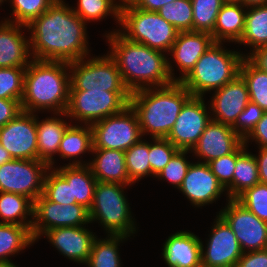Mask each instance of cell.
<instances>
[{"label":"cell","instance_id":"1","mask_svg":"<svg viewBox=\"0 0 267 267\" xmlns=\"http://www.w3.org/2000/svg\"><path fill=\"white\" fill-rule=\"evenodd\" d=\"M86 25L71 6L56 0L26 26L32 59L70 63L88 57Z\"/></svg>","mask_w":267,"mask_h":267},{"label":"cell","instance_id":"2","mask_svg":"<svg viewBox=\"0 0 267 267\" xmlns=\"http://www.w3.org/2000/svg\"><path fill=\"white\" fill-rule=\"evenodd\" d=\"M109 55L121 73L130 93L176 82L174 69L166 53L124 38L117 30L105 34Z\"/></svg>","mask_w":267,"mask_h":267},{"label":"cell","instance_id":"3","mask_svg":"<svg viewBox=\"0 0 267 267\" xmlns=\"http://www.w3.org/2000/svg\"><path fill=\"white\" fill-rule=\"evenodd\" d=\"M68 69L67 62L31 59L24 75L22 111L65 113L71 86Z\"/></svg>","mask_w":267,"mask_h":267},{"label":"cell","instance_id":"4","mask_svg":"<svg viewBox=\"0 0 267 267\" xmlns=\"http://www.w3.org/2000/svg\"><path fill=\"white\" fill-rule=\"evenodd\" d=\"M191 97L180 82L132 92L129 105L137 114L142 136L166 138Z\"/></svg>","mask_w":267,"mask_h":267},{"label":"cell","instance_id":"5","mask_svg":"<svg viewBox=\"0 0 267 267\" xmlns=\"http://www.w3.org/2000/svg\"><path fill=\"white\" fill-rule=\"evenodd\" d=\"M222 45L214 42L180 81L192 96L204 97L206 92L220 89L239 75L241 61L248 54L227 50Z\"/></svg>","mask_w":267,"mask_h":267},{"label":"cell","instance_id":"6","mask_svg":"<svg viewBox=\"0 0 267 267\" xmlns=\"http://www.w3.org/2000/svg\"><path fill=\"white\" fill-rule=\"evenodd\" d=\"M119 25L123 30L117 31L124 38L167 54L178 34L177 29L157 12L138 9L128 0H122Z\"/></svg>","mask_w":267,"mask_h":267},{"label":"cell","instance_id":"7","mask_svg":"<svg viewBox=\"0 0 267 267\" xmlns=\"http://www.w3.org/2000/svg\"><path fill=\"white\" fill-rule=\"evenodd\" d=\"M131 185L98 182L89 209L90 223L99 221L109 235L131 236L136 232L135 221L124 188Z\"/></svg>","mask_w":267,"mask_h":267},{"label":"cell","instance_id":"8","mask_svg":"<svg viewBox=\"0 0 267 267\" xmlns=\"http://www.w3.org/2000/svg\"><path fill=\"white\" fill-rule=\"evenodd\" d=\"M130 91L70 90L69 104L62 116L92 125L122 112L130 101Z\"/></svg>","mask_w":267,"mask_h":267},{"label":"cell","instance_id":"9","mask_svg":"<svg viewBox=\"0 0 267 267\" xmlns=\"http://www.w3.org/2000/svg\"><path fill=\"white\" fill-rule=\"evenodd\" d=\"M87 59L84 57L68 63L70 90L129 91L108 52L107 55Z\"/></svg>","mask_w":267,"mask_h":267},{"label":"cell","instance_id":"10","mask_svg":"<svg viewBox=\"0 0 267 267\" xmlns=\"http://www.w3.org/2000/svg\"><path fill=\"white\" fill-rule=\"evenodd\" d=\"M93 149L126 151L142 137L136 112L128 105L122 112L93 123Z\"/></svg>","mask_w":267,"mask_h":267},{"label":"cell","instance_id":"11","mask_svg":"<svg viewBox=\"0 0 267 267\" xmlns=\"http://www.w3.org/2000/svg\"><path fill=\"white\" fill-rule=\"evenodd\" d=\"M49 165L41 160L12 159L0 166V192L24 195L33 202L43 193Z\"/></svg>","mask_w":267,"mask_h":267},{"label":"cell","instance_id":"12","mask_svg":"<svg viewBox=\"0 0 267 267\" xmlns=\"http://www.w3.org/2000/svg\"><path fill=\"white\" fill-rule=\"evenodd\" d=\"M89 223V210L80 204L61 205L49 201L43 194L33 202L31 233L34 241H38L47 230L79 227Z\"/></svg>","mask_w":267,"mask_h":267},{"label":"cell","instance_id":"13","mask_svg":"<svg viewBox=\"0 0 267 267\" xmlns=\"http://www.w3.org/2000/svg\"><path fill=\"white\" fill-rule=\"evenodd\" d=\"M219 215L228 223L243 253L267 248V222L259 219L236 199H226Z\"/></svg>","mask_w":267,"mask_h":267},{"label":"cell","instance_id":"14","mask_svg":"<svg viewBox=\"0 0 267 267\" xmlns=\"http://www.w3.org/2000/svg\"><path fill=\"white\" fill-rule=\"evenodd\" d=\"M36 113L21 111L0 128V145L13 159L38 160Z\"/></svg>","mask_w":267,"mask_h":267},{"label":"cell","instance_id":"15","mask_svg":"<svg viewBox=\"0 0 267 267\" xmlns=\"http://www.w3.org/2000/svg\"><path fill=\"white\" fill-rule=\"evenodd\" d=\"M209 113L204 98L192 96L182 107L166 139L179 150L191 151L211 121Z\"/></svg>","mask_w":267,"mask_h":267},{"label":"cell","instance_id":"16","mask_svg":"<svg viewBox=\"0 0 267 267\" xmlns=\"http://www.w3.org/2000/svg\"><path fill=\"white\" fill-rule=\"evenodd\" d=\"M207 246L201 242V259L204 267H234L243 252L228 223L216 215Z\"/></svg>","mask_w":267,"mask_h":267},{"label":"cell","instance_id":"17","mask_svg":"<svg viewBox=\"0 0 267 267\" xmlns=\"http://www.w3.org/2000/svg\"><path fill=\"white\" fill-rule=\"evenodd\" d=\"M208 107L212 111L211 120L233 126L240 113L250 102L248 87L239 74L232 81L215 90Z\"/></svg>","mask_w":267,"mask_h":267},{"label":"cell","instance_id":"18","mask_svg":"<svg viewBox=\"0 0 267 267\" xmlns=\"http://www.w3.org/2000/svg\"><path fill=\"white\" fill-rule=\"evenodd\" d=\"M195 207L212 204L226 191L212 173L209 164L191 163L179 189Z\"/></svg>","mask_w":267,"mask_h":267},{"label":"cell","instance_id":"19","mask_svg":"<svg viewBox=\"0 0 267 267\" xmlns=\"http://www.w3.org/2000/svg\"><path fill=\"white\" fill-rule=\"evenodd\" d=\"M244 140L234 131L232 126L211 120L205 127L197 144L191 152L202 163L233 153Z\"/></svg>","mask_w":267,"mask_h":267},{"label":"cell","instance_id":"20","mask_svg":"<svg viewBox=\"0 0 267 267\" xmlns=\"http://www.w3.org/2000/svg\"><path fill=\"white\" fill-rule=\"evenodd\" d=\"M42 235H45L48 242L66 258L84 265L91 254L93 243L98 237L85 226L58 227L47 230Z\"/></svg>","mask_w":267,"mask_h":267},{"label":"cell","instance_id":"21","mask_svg":"<svg viewBox=\"0 0 267 267\" xmlns=\"http://www.w3.org/2000/svg\"><path fill=\"white\" fill-rule=\"evenodd\" d=\"M211 34L197 31H181L178 32L176 40L172 45L169 53L175 64L178 66L180 73L176 77V82L183 80L194 68L198 59L209 49L214 43Z\"/></svg>","mask_w":267,"mask_h":267},{"label":"cell","instance_id":"22","mask_svg":"<svg viewBox=\"0 0 267 267\" xmlns=\"http://www.w3.org/2000/svg\"><path fill=\"white\" fill-rule=\"evenodd\" d=\"M22 28L27 27L6 20L0 22V68H26L31 62L29 38L23 35Z\"/></svg>","mask_w":267,"mask_h":267},{"label":"cell","instance_id":"23","mask_svg":"<svg viewBox=\"0 0 267 267\" xmlns=\"http://www.w3.org/2000/svg\"><path fill=\"white\" fill-rule=\"evenodd\" d=\"M200 237L188 231H179L163 243L162 256L168 267H199L202 265Z\"/></svg>","mask_w":267,"mask_h":267},{"label":"cell","instance_id":"24","mask_svg":"<svg viewBox=\"0 0 267 267\" xmlns=\"http://www.w3.org/2000/svg\"><path fill=\"white\" fill-rule=\"evenodd\" d=\"M93 161L87 165L98 182L132 185L126 170L125 152L110 149H92ZM95 154V155H94Z\"/></svg>","mask_w":267,"mask_h":267},{"label":"cell","instance_id":"25","mask_svg":"<svg viewBox=\"0 0 267 267\" xmlns=\"http://www.w3.org/2000/svg\"><path fill=\"white\" fill-rule=\"evenodd\" d=\"M53 115L41 121L36 117L38 160L47 163L50 168H54L53 156L58 154L63 134L70 125L59 117L62 113H53Z\"/></svg>","mask_w":267,"mask_h":267},{"label":"cell","instance_id":"26","mask_svg":"<svg viewBox=\"0 0 267 267\" xmlns=\"http://www.w3.org/2000/svg\"><path fill=\"white\" fill-rule=\"evenodd\" d=\"M54 169L67 183H71L72 204H80L89 210L97 183L89 165H64Z\"/></svg>","mask_w":267,"mask_h":267},{"label":"cell","instance_id":"27","mask_svg":"<svg viewBox=\"0 0 267 267\" xmlns=\"http://www.w3.org/2000/svg\"><path fill=\"white\" fill-rule=\"evenodd\" d=\"M246 11L247 8L242 4L224 3L211 33L214 41L238 43L245 29Z\"/></svg>","mask_w":267,"mask_h":267},{"label":"cell","instance_id":"28","mask_svg":"<svg viewBox=\"0 0 267 267\" xmlns=\"http://www.w3.org/2000/svg\"><path fill=\"white\" fill-rule=\"evenodd\" d=\"M93 140L92 129L90 125L70 124L63 134L60 142L58 154L62 159H73V161L66 165H87V162H82L76 158L85 154L86 152H92ZM86 162V163H85ZM85 163V164H84Z\"/></svg>","mask_w":267,"mask_h":267},{"label":"cell","instance_id":"29","mask_svg":"<svg viewBox=\"0 0 267 267\" xmlns=\"http://www.w3.org/2000/svg\"><path fill=\"white\" fill-rule=\"evenodd\" d=\"M0 218V223L26 226L31 230L33 201L21 194L0 192Z\"/></svg>","mask_w":267,"mask_h":267},{"label":"cell","instance_id":"30","mask_svg":"<svg viewBox=\"0 0 267 267\" xmlns=\"http://www.w3.org/2000/svg\"><path fill=\"white\" fill-rule=\"evenodd\" d=\"M33 243L35 241L28 227L0 223V263H12L8 257L15 256Z\"/></svg>","mask_w":267,"mask_h":267},{"label":"cell","instance_id":"31","mask_svg":"<svg viewBox=\"0 0 267 267\" xmlns=\"http://www.w3.org/2000/svg\"><path fill=\"white\" fill-rule=\"evenodd\" d=\"M237 44L251 46V51L267 46V4L247 8L245 29Z\"/></svg>","mask_w":267,"mask_h":267},{"label":"cell","instance_id":"32","mask_svg":"<svg viewBox=\"0 0 267 267\" xmlns=\"http://www.w3.org/2000/svg\"><path fill=\"white\" fill-rule=\"evenodd\" d=\"M129 236L125 235H109L106 238H96L91 254L85 263L88 267H121V259L119 255V244Z\"/></svg>","mask_w":267,"mask_h":267},{"label":"cell","instance_id":"33","mask_svg":"<svg viewBox=\"0 0 267 267\" xmlns=\"http://www.w3.org/2000/svg\"><path fill=\"white\" fill-rule=\"evenodd\" d=\"M239 74L247 84L250 101L267 112V73L259 70L244 57L240 64Z\"/></svg>","mask_w":267,"mask_h":267},{"label":"cell","instance_id":"34","mask_svg":"<svg viewBox=\"0 0 267 267\" xmlns=\"http://www.w3.org/2000/svg\"><path fill=\"white\" fill-rule=\"evenodd\" d=\"M258 183L260 180L255 154L246 149L236 160L233 175V199Z\"/></svg>","mask_w":267,"mask_h":267},{"label":"cell","instance_id":"35","mask_svg":"<svg viewBox=\"0 0 267 267\" xmlns=\"http://www.w3.org/2000/svg\"><path fill=\"white\" fill-rule=\"evenodd\" d=\"M119 1V2H118ZM78 0L77 7L73 11L85 22L98 21L113 15L119 23L120 6L122 0Z\"/></svg>","mask_w":267,"mask_h":267},{"label":"cell","instance_id":"36","mask_svg":"<svg viewBox=\"0 0 267 267\" xmlns=\"http://www.w3.org/2000/svg\"><path fill=\"white\" fill-rule=\"evenodd\" d=\"M125 160L128 177L133 183L143 177L152 176L149 163V142L145 139H141L125 151Z\"/></svg>","mask_w":267,"mask_h":267},{"label":"cell","instance_id":"37","mask_svg":"<svg viewBox=\"0 0 267 267\" xmlns=\"http://www.w3.org/2000/svg\"><path fill=\"white\" fill-rule=\"evenodd\" d=\"M247 149L243 142L233 153L214 159L208 164L212 173L226 190L227 198L233 199V175L237 158Z\"/></svg>","mask_w":267,"mask_h":267},{"label":"cell","instance_id":"38","mask_svg":"<svg viewBox=\"0 0 267 267\" xmlns=\"http://www.w3.org/2000/svg\"><path fill=\"white\" fill-rule=\"evenodd\" d=\"M193 7V31L211 34L223 0H191Z\"/></svg>","mask_w":267,"mask_h":267},{"label":"cell","instance_id":"39","mask_svg":"<svg viewBox=\"0 0 267 267\" xmlns=\"http://www.w3.org/2000/svg\"><path fill=\"white\" fill-rule=\"evenodd\" d=\"M178 32L193 31V7L191 0H176L164 5L158 12Z\"/></svg>","mask_w":267,"mask_h":267},{"label":"cell","instance_id":"40","mask_svg":"<svg viewBox=\"0 0 267 267\" xmlns=\"http://www.w3.org/2000/svg\"><path fill=\"white\" fill-rule=\"evenodd\" d=\"M56 0H8L12 7V16L14 18H7L6 21L13 22L15 24L27 26L32 20L39 17Z\"/></svg>","mask_w":267,"mask_h":267},{"label":"cell","instance_id":"41","mask_svg":"<svg viewBox=\"0 0 267 267\" xmlns=\"http://www.w3.org/2000/svg\"><path fill=\"white\" fill-rule=\"evenodd\" d=\"M25 71L24 67L0 68V99L18 100L21 103Z\"/></svg>","mask_w":267,"mask_h":267},{"label":"cell","instance_id":"42","mask_svg":"<svg viewBox=\"0 0 267 267\" xmlns=\"http://www.w3.org/2000/svg\"><path fill=\"white\" fill-rule=\"evenodd\" d=\"M42 194L49 201L61 205L72 204L71 183H67L54 168H49L46 172Z\"/></svg>","mask_w":267,"mask_h":267},{"label":"cell","instance_id":"43","mask_svg":"<svg viewBox=\"0 0 267 267\" xmlns=\"http://www.w3.org/2000/svg\"><path fill=\"white\" fill-rule=\"evenodd\" d=\"M236 200L267 222V184L258 183L241 193Z\"/></svg>","mask_w":267,"mask_h":267},{"label":"cell","instance_id":"44","mask_svg":"<svg viewBox=\"0 0 267 267\" xmlns=\"http://www.w3.org/2000/svg\"><path fill=\"white\" fill-rule=\"evenodd\" d=\"M149 143V163L152 176L156 177L179 150L166 138H152Z\"/></svg>","mask_w":267,"mask_h":267},{"label":"cell","instance_id":"45","mask_svg":"<svg viewBox=\"0 0 267 267\" xmlns=\"http://www.w3.org/2000/svg\"><path fill=\"white\" fill-rule=\"evenodd\" d=\"M189 152L190 150H178L156 178L166 180L174 188L179 189L191 165V162L189 160L187 161L186 158V154Z\"/></svg>","mask_w":267,"mask_h":267},{"label":"cell","instance_id":"46","mask_svg":"<svg viewBox=\"0 0 267 267\" xmlns=\"http://www.w3.org/2000/svg\"><path fill=\"white\" fill-rule=\"evenodd\" d=\"M264 112L259 105L250 101L232 128L244 140L262 119Z\"/></svg>","mask_w":267,"mask_h":267},{"label":"cell","instance_id":"47","mask_svg":"<svg viewBox=\"0 0 267 267\" xmlns=\"http://www.w3.org/2000/svg\"><path fill=\"white\" fill-rule=\"evenodd\" d=\"M234 267H267V248L243 253Z\"/></svg>","mask_w":267,"mask_h":267},{"label":"cell","instance_id":"48","mask_svg":"<svg viewBox=\"0 0 267 267\" xmlns=\"http://www.w3.org/2000/svg\"><path fill=\"white\" fill-rule=\"evenodd\" d=\"M22 111L18 100L0 99V128L14 119Z\"/></svg>","mask_w":267,"mask_h":267},{"label":"cell","instance_id":"49","mask_svg":"<svg viewBox=\"0 0 267 267\" xmlns=\"http://www.w3.org/2000/svg\"><path fill=\"white\" fill-rule=\"evenodd\" d=\"M255 141L258 148H267V112H264L262 119L256 124L251 133L244 139L245 145Z\"/></svg>","mask_w":267,"mask_h":267},{"label":"cell","instance_id":"50","mask_svg":"<svg viewBox=\"0 0 267 267\" xmlns=\"http://www.w3.org/2000/svg\"><path fill=\"white\" fill-rule=\"evenodd\" d=\"M246 58L259 70L267 73V46H262L248 53Z\"/></svg>","mask_w":267,"mask_h":267},{"label":"cell","instance_id":"51","mask_svg":"<svg viewBox=\"0 0 267 267\" xmlns=\"http://www.w3.org/2000/svg\"><path fill=\"white\" fill-rule=\"evenodd\" d=\"M134 7L146 11L158 12L164 5L176 0H128Z\"/></svg>","mask_w":267,"mask_h":267},{"label":"cell","instance_id":"52","mask_svg":"<svg viewBox=\"0 0 267 267\" xmlns=\"http://www.w3.org/2000/svg\"><path fill=\"white\" fill-rule=\"evenodd\" d=\"M257 161L259 180L262 184H267V148H259L258 156L255 155Z\"/></svg>","mask_w":267,"mask_h":267},{"label":"cell","instance_id":"53","mask_svg":"<svg viewBox=\"0 0 267 267\" xmlns=\"http://www.w3.org/2000/svg\"><path fill=\"white\" fill-rule=\"evenodd\" d=\"M13 158L11 155L7 152V150L0 145V166L4 164L5 162H8L12 160Z\"/></svg>","mask_w":267,"mask_h":267},{"label":"cell","instance_id":"54","mask_svg":"<svg viewBox=\"0 0 267 267\" xmlns=\"http://www.w3.org/2000/svg\"><path fill=\"white\" fill-rule=\"evenodd\" d=\"M266 4H267V0H243V5L246 8L259 6V5H266Z\"/></svg>","mask_w":267,"mask_h":267},{"label":"cell","instance_id":"55","mask_svg":"<svg viewBox=\"0 0 267 267\" xmlns=\"http://www.w3.org/2000/svg\"><path fill=\"white\" fill-rule=\"evenodd\" d=\"M223 3L242 4L243 5V0H223Z\"/></svg>","mask_w":267,"mask_h":267},{"label":"cell","instance_id":"56","mask_svg":"<svg viewBox=\"0 0 267 267\" xmlns=\"http://www.w3.org/2000/svg\"><path fill=\"white\" fill-rule=\"evenodd\" d=\"M0 267H18L13 263H0Z\"/></svg>","mask_w":267,"mask_h":267},{"label":"cell","instance_id":"57","mask_svg":"<svg viewBox=\"0 0 267 267\" xmlns=\"http://www.w3.org/2000/svg\"><path fill=\"white\" fill-rule=\"evenodd\" d=\"M4 1H7V0H0V5H1L2 3H4Z\"/></svg>","mask_w":267,"mask_h":267}]
</instances>
